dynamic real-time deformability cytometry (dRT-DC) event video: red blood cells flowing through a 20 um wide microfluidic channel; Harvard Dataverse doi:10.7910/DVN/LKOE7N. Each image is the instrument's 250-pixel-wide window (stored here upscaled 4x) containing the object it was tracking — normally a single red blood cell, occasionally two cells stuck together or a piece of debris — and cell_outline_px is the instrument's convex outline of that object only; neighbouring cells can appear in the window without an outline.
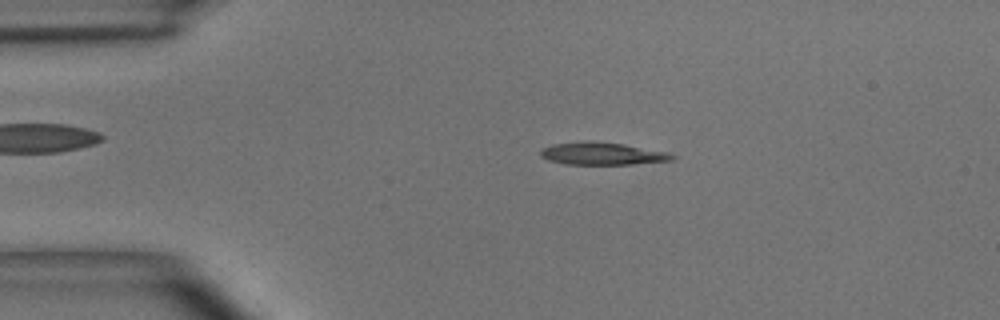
{"species": "common noctule bat (a hibernating species)", "species_latin": "Nyctalus noctula", "temperature_condition": "room temperature", "stored_images_in_passage": 49, "camera_frame_rate_fps": 3000, "um_per_image_px": 0.085, "animal": {"sex": "male", "body_mass_g": 15.6}, "frame": {"image": 1, "passage_image": 9, "time_ms": 2.667, "image_size_px": [1000, 320], "cell_outline_px": [[676, 156], [672, 160], [632, 164], [564, 164], [548, 160], [540, 156], [540, 152], [544, 148], [552, 144], [584, 140], [592, 140], [624, 144], [668, 152]], "centroid_in_image_um": [51.16, 13.04], "position_along_channel_um": 33.8, "area_um2": 17.34}}
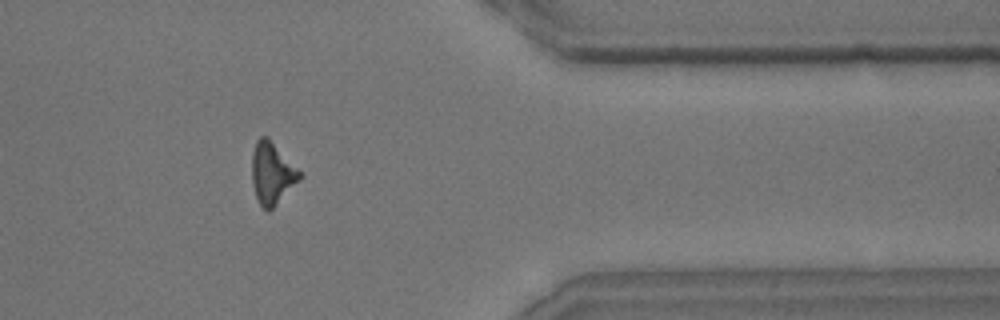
{"frame": {"image": 2, "passage_image": 40, "time_ms": 13.0, "image_size_px": [1000, 320], "cell_outline_px": [[304, 176], [268, 212], [260, 204], [256, 196], [252, 184], [252, 152], [256, 140], [260, 136], [268, 136]], "centroid_in_image_um": [23.11, 14.7], "position_along_channel_um": 388.3, "area_um2": 17.11}}
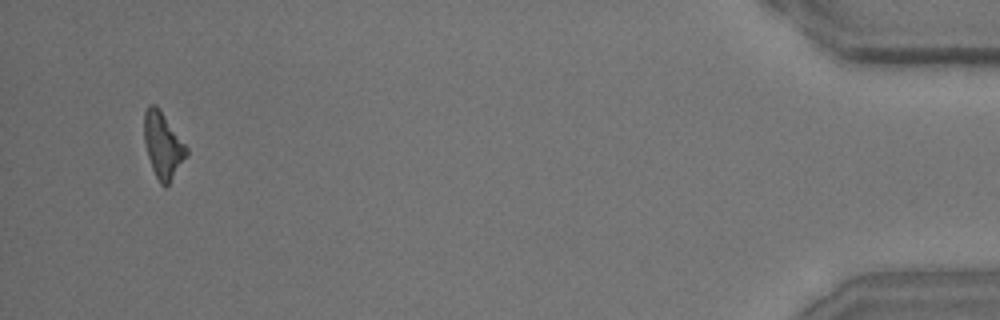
{"frame": {"image": 3, "passage_image": 47, "time_ms": 15.333, "image_size_px": [1000, 320], "cell_outline_px": [[188, 156], [168, 184], [164, 188], [160, 184], [152, 168], [148, 156], [144, 140], [144, 112], [148, 104], [156, 104], [188, 148]], "centroid_in_image_um": [13.85, 12.34], "position_along_channel_um": 421.4, "area_um2": 16.18}, "authors_computed_cell_mechanics": {"area_um2": 17.051, "velocity_mm_per_s": 3.9738, "shape_relaxation_time_tau1_ms": 4.7485, "shape_relaxation_time_tau2_ms": null, "deformation_change_tau1": 0.1559, "deformation_change_tau2": null}}